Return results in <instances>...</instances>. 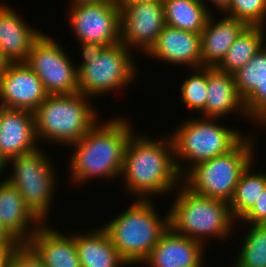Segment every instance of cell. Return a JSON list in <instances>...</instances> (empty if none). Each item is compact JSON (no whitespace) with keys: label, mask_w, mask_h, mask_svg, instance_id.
<instances>
[{"label":"cell","mask_w":266,"mask_h":267,"mask_svg":"<svg viewBox=\"0 0 266 267\" xmlns=\"http://www.w3.org/2000/svg\"><path fill=\"white\" fill-rule=\"evenodd\" d=\"M127 118L98 121L79 141L69 144L73 151L70 176L78 185L94 178L120 177L127 142L133 132Z\"/></svg>","instance_id":"2"},{"label":"cell","mask_w":266,"mask_h":267,"mask_svg":"<svg viewBox=\"0 0 266 267\" xmlns=\"http://www.w3.org/2000/svg\"><path fill=\"white\" fill-rule=\"evenodd\" d=\"M250 122L266 127V78L243 100ZM252 119V120H251Z\"/></svg>","instance_id":"30"},{"label":"cell","mask_w":266,"mask_h":267,"mask_svg":"<svg viewBox=\"0 0 266 267\" xmlns=\"http://www.w3.org/2000/svg\"><path fill=\"white\" fill-rule=\"evenodd\" d=\"M177 188V196L168 210L169 227L174 232L204 246L207 237L227 240L233 235L236 221L231 215L229 202L198 195L183 183Z\"/></svg>","instance_id":"5"},{"label":"cell","mask_w":266,"mask_h":267,"mask_svg":"<svg viewBox=\"0 0 266 267\" xmlns=\"http://www.w3.org/2000/svg\"><path fill=\"white\" fill-rule=\"evenodd\" d=\"M121 177L127 192L137 199L153 200L151 197L156 194L163 196L176 190L182 176L171 136L159 140L132 133L125 148Z\"/></svg>","instance_id":"1"},{"label":"cell","mask_w":266,"mask_h":267,"mask_svg":"<svg viewBox=\"0 0 266 267\" xmlns=\"http://www.w3.org/2000/svg\"><path fill=\"white\" fill-rule=\"evenodd\" d=\"M59 43L45 33L34 42L25 63L42 81L49 95L78 92V72Z\"/></svg>","instance_id":"10"},{"label":"cell","mask_w":266,"mask_h":267,"mask_svg":"<svg viewBox=\"0 0 266 267\" xmlns=\"http://www.w3.org/2000/svg\"><path fill=\"white\" fill-rule=\"evenodd\" d=\"M204 2V0H202ZM208 1V0H207ZM215 7L219 9L223 15L228 11L231 0H209Z\"/></svg>","instance_id":"34"},{"label":"cell","mask_w":266,"mask_h":267,"mask_svg":"<svg viewBox=\"0 0 266 267\" xmlns=\"http://www.w3.org/2000/svg\"><path fill=\"white\" fill-rule=\"evenodd\" d=\"M89 100L80 92L48 95L33 112L38 141L66 147L79 141L99 121Z\"/></svg>","instance_id":"6"},{"label":"cell","mask_w":266,"mask_h":267,"mask_svg":"<svg viewBox=\"0 0 266 267\" xmlns=\"http://www.w3.org/2000/svg\"><path fill=\"white\" fill-rule=\"evenodd\" d=\"M224 15L241 20L248 26L266 27V0H231Z\"/></svg>","instance_id":"29"},{"label":"cell","mask_w":266,"mask_h":267,"mask_svg":"<svg viewBox=\"0 0 266 267\" xmlns=\"http://www.w3.org/2000/svg\"><path fill=\"white\" fill-rule=\"evenodd\" d=\"M44 85L25 62H12L0 75V106L34 112L48 97Z\"/></svg>","instance_id":"13"},{"label":"cell","mask_w":266,"mask_h":267,"mask_svg":"<svg viewBox=\"0 0 266 267\" xmlns=\"http://www.w3.org/2000/svg\"><path fill=\"white\" fill-rule=\"evenodd\" d=\"M42 150L37 148L9 159L6 165H12L13 169L6 179L17 188L32 213L44 223L56 194L57 179L53 162Z\"/></svg>","instance_id":"9"},{"label":"cell","mask_w":266,"mask_h":267,"mask_svg":"<svg viewBox=\"0 0 266 267\" xmlns=\"http://www.w3.org/2000/svg\"><path fill=\"white\" fill-rule=\"evenodd\" d=\"M71 3L70 6L74 5H81V4H92V3H100V2H106L109 0H70Z\"/></svg>","instance_id":"36"},{"label":"cell","mask_w":266,"mask_h":267,"mask_svg":"<svg viewBox=\"0 0 266 267\" xmlns=\"http://www.w3.org/2000/svg\"><path fill=\"white\" fill-rule=\"evenodd\" d=\"M247 225L250 227L233 267H266V225Z\"/></svg>","instance_id":"26"},{"label":"cell","mask_w":266,"mask_h":267,"mask_svg":"<svg viewBox=\"0 0 266 267\" xmlns=\"http://www.w3.org/2000/svg\"><path fill=\"white\" fill-rule=\"evenodd\" d=\"M36 143L34 113L0 106V156L7 162L36 150L39 148Z\"/></svg>","instance_id":"14"},{"label":"cell","mask_w":266,"mask_h":267,"mask_svg":"<svg viewBox=\"0 0 266 267\" xmlns=\"http://www.w3.org/2000/svg\"><path fill=\"white\" fill-rule=\"evenodd\" d=\"M233 111L247 117L244 102L237 91L233 74L207 67V98L203 114L199 116L223 118L233 114Z\"/></svg>","instance_id":"20"},{"label":"cell","mask_w":266,"mask_h":267,"mask_svg":"<svg viewBox=\"0 0 266 267\" xmlns=\"http://www.w3.org/2000/svg\"><path fill=\"white\" fill-rule=\"evenodd\" d=\"M21 243L0 222V248L16 249Z\"/></svg>","instance_id":"33"},{"label":"cell","mask_w":266,"mask_h":267,"mask_svg":"<svg viewBox=\"0 0 266 267\" xmlns=\"http://www.w3.org/2000/svg\"><path fill=\"white\" fill-rule=\"evenodd\" d=\"M11 250L0 248V267H6L8 254Z\"/></svg>","instance_id":"37"},{"label":"cell","mask_w":266,"mask_h":267,"mask_svg":"<svg viewBox=\"0 0 266 267\" xmlns=\"http://www.w3.org/2000/svg\"><path fill=\"white\" fill-rule=\"evenodd\" d=\"M0 222L20 243H26L42 224L5 178L0 181Z\"/></svg>","instance_id":"18"},{"label":"cell","mask_w":266,"mask_h":267,"mask_svg":"<svg viewBox=\"0 0 266 267\" xmlns=\"http://www.w3.org/2000/svg\"><path fill=\"white\" fill-rule=\"evenodd\" d=\"M28 25L8 4L0 3V48L11 62H25L43 33Z\"/></svg>","instance_id":"19"},{"label":"cell","mask_w":266,"mask_h":267,"mask_svg":"<svg viewBox=\"0 0 266 267\" xmlns=\"http://www.w3.org/2000/svg\"><path fill=\"white\" fill-rule=\"evenodd\" d=\"M11 61L9 58L4 54L2 49L0 48V75H2L11 65Z\"/></svg>","instance_id":"35"},{"label":"cell","mask_w":266,"mask_h":267,"mask_svg":"<svg viewBox=\"0 0 266 267\" xmlns=\"http://www.w3.org/2000/svg\"><path fill=\"white\" fill-rule=\"evenodd\" d=\"M241 221L247 224L266 225V189Z\"/></svg>","instance_id":"32"},{"label":"cell","mask_w":266,"mask_h":267,"mask_svg":"<svg viewBox=\"0 0 266 267\" xmlns=\"http://www.w3.org/2000/svg\"><path fill=\"white\" fill-rule=\"evenodd\" d=\"M70 27L79 42L111 46L120 42V7L115 0L69 6Z\"/></svg>","instance_id":"11"},{"label":"cell","mask_w":266,"mask_h":267,"mask_svg":"<svg viewBox=\"0 0 266 267\" xmlns=\"http://www.w3.org/2000/svg\"><path fill=\"white\" fill-rule=\"evenodd\" d=\"M45 267H81L73 234L42 223L25 243Z\"/></svg>","instance_id":"17"},{"label":"cell","mask_w":266,"mask_h":267,"mask_svg":"<svg viewBox=\"0 0 266 267\" xmlns=\"http://www.w3.org/2000/svg\"><path fill=\"white\" fill-rule=\"evenodd\" d=\"M6 267H45L38 256L25 244L21 243L9 252Z\"/></svg>","instance_id":"31"},{"label":"cell","mask_w":266,"mask_h":267,"mask_svg":"<svg viewBox=\"0 0 266 267\" xmlns=\"http://www.w3.org/2000/svg\"><path fill=\"white\" fill-rule=\"evenodd\" d=\"M162 1V0H115L117 4H133L136 2Z\"/></svg>","instance_id":"38"},{"label":"cell","mask_w":266,"mask_h":267,"mask_svg":"<svg viewBox=\"0 0 266 267\" xmlns=\"http://www.w3.org/2000/svg\"><path fill=\"white\" fill-rule=\"evenodd\" d=\"M181 85V99L190 110L202 112L207 98V67L194 68Z\"/></svg>","instance_id":"28"},{"label":"cell","mask_w":266,"mask_h":267,"mask_svg":"<svg viewBox=\"0 0 266 267\" xmlns=\"http://www.w3.org/2000/svg\"><path fill=\"white\" fill-rule=\"evenodd\" d=\"M217 119L220 120L192 117L171 133L175 162L182 177L196 164L229 152L245 137L237 128L217 123ZM179 159L181 162L187 161L188 165L182 167Z\"/></svg>","instance_id":"7"},{"label":"cell","mask_w":266,"mask_h":267,"mask_svg":"<svg viewBox=\"0 0 266 267\" xmlns=\"http://www.w3.org/2000/svg\"><path fill=\"white\" fill-rule=\"evenodd\" d=\"M215 20L210 15L201 32L202 67L215 68L235 39L248 27L245 22L226 15L217 22Z\"/></svg>","instance_id":"21"},{"label":"cell","mask_w":266,"mask_h":267,"mask_svg":"<svg viewBox=\"0 0 266 267\" xmlns=\"http://www.w3.org/2000/svg\"><path fill=\"white\" fill-rule=\"evenodd\" d=\"M81 267H123L128 265L101 226L85 233H73Z\"/></svg>","instance_id":"22"},{"label":"cell","mask_w":266,"mask_h":267,"mask_svg":"<svg viewBox=\"0 0 266 267\" xmlns=\"http://www.w3.org/2000/svg\"><path fill=\"white\" fill-rule=\"evenodd\" d=\"M254 141L246 135L229 152L196 164L182 177V183L198 195L229 202L242 172L254 160Z\"/></svg>","instance_id":"8"},{"label":"cell","mask_w":266,"mask_h":267,"mask_svg":"<svg viewBox=\"0 0 266 267\" xmlns=\"http://www.w3.org/2000/svg\"><path fill=\"white\" fill-rule=\"evenodd\" d=\"M165 25L201 34L211 15L202 0H162Z\"/></svg>","instance_id":"23"},{"label":"cell","mask_w":266,"mask_h":267,"mask_svg":"<svg viewBox=\"0 0 266 267\" xmlns=\"http://www.w3.org/2000/svg\"><path fill=\"white\" fill-rule=\"evenodd\" d=\"M154 206L151 199L138 198L102 226L128 265L142 263L169 228V213L161 218Z\"/></svg>","instance_id":"3"},{"label":"cell","mask_w":266,"mask_h":267,"mask_svg":"<svg viewBox=\"0 0 266 267\" xmlns=\"http://www.w3.org/2000/svg\"><path fill=\"white\" fill-rule=\"evenodd\" d=\"M168 64L202 67L201 34L165 25L156 43L146 53Z\"/></svg>","instance_id":"16"},{"label":"cell","mask_w":266,"mask_h":267,"mask_svg":"<svg viewBox=\"0 0 266 267\" xmlns=\"http://www.w3.org/2000/svg\"><path fill=\"white\" fill-rule=\"evenodd\" d=\"M80 46L84 60L76 68L78 92L81 94L92 99L94 96L126 88L137 78L139 70L136 69L132 50L123 43L106 46L81 42Z\"/></svg>","instance_id":"4"},{"label":"cell","mask_w":266,"mask_h":267,"mask_svg":"<svg viewBox=\"0 0 266 267\" xmlns=\"http://www.w3.org/2000/svg\"><path fill=\"white\" fill-rule=\"evenodd\" d=\"M6 161L0 156V174H3V171H6Z\"/></svg>","instance_id":"39"},{"label":"cell","mask_w":266,"mask_h":267,"mask_svg":"<svg viewBox=\"0 0 266 267\" xmlns=\"http://www.w3.org/2000/svg\"><path fill=\"white\" fill-rule=\"evenodd\" d=\"M233 76L237 91L244 100L266 78V44Z\"/></svg>","instance_id":"27"},{"label":"cell","mask_w":266,"mask_h":267,"mask_svg":"<svg viewBox=\"0 0 266 267\" xmlns=\"http://www.w3.org/2000/svg\"><path fill=\"white\" fill-rule=\"evenodd\" d=\"M265 27L248 26L228 49L223 60L215 67L234 74L242 68L265 44Z\"/></svg>","instance_id":"24"},{"label":"cell","mask_w":266,"mask_h":267,"mask_svg":"<svg viewBox=\"0 0 266 267\" xmlns=\"http://www.w3.org/2000/svg\"><path fill=\"white\" fill-rule=\"evenodd\" d=\"M120 7V42L128 49L145 54L156 43L165 26L162 1L118 4ZM142 49V50H141Z\"/></svg>","instance_id":"12"},{"label":"cell","mask_w":266,"mask_h":267,"mask_svg":"<svg viewBox=\"0 0 266 267\" xmlns=\"http://www.w3.org/2000/svg\"><path fill=\"white\" fill-rule=\"evenodd\" d=\"M204 247L169 227L141 264L148 267H203Z\"/></svg>","instance_id":"15"},{"label":"cell","mask_w":266,"mask_h":267,"mask_svg":"<svg viewBox=\"0 0 266 267\" xmlns=\"http://www.w3.org/2000/svg\"><path fill=\"white\" fill-rule=\"evenodd\" d=\"M250 163L242 172L235 187L232 199L229 201L230 212L237 222L252 209L261 193L266 189V172H252Z\"/></svg>","instance_id":"25"}]
</instances>
